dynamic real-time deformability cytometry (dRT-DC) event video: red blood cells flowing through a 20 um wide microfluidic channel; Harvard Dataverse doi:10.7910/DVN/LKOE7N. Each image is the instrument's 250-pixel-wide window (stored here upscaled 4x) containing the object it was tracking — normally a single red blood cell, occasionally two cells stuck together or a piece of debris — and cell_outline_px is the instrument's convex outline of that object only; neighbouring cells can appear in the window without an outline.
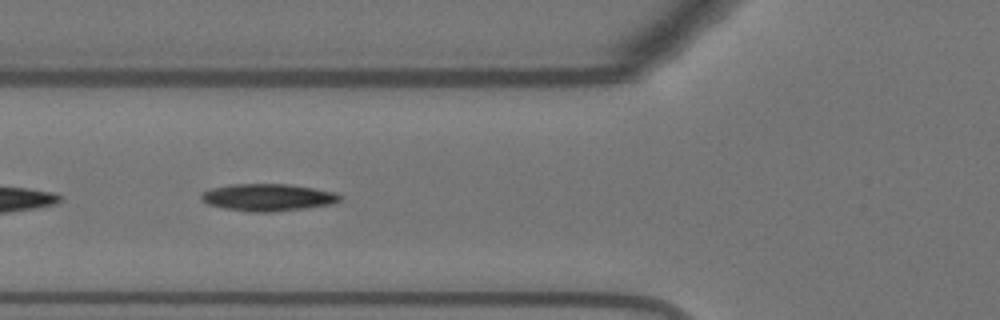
{"species": "Egyptian fruit bat (a non-hibernating species)", "species_latin": "Rousettus aegyptiacus", "temperature_condition": "warm", "stored_images_in_passage": 15, "camera_frame_rate_fps": 3000, "um_per_image_px": 0.085, "animal": {"sex": "female"}, "frame": {"image": 1, "passage_image": 5, "time_ms": 1.333, "image_size_px": [1000, 320], "cell_outline_px": [[344, 196], [340, 200], [332, 204], [304, 208], [272, 212], [252, 212], [224, 208], [208, 204], [200, 200], [200, 196], [204, 192], [212, 188], [232, 184], [288, 184], [312, 188], [332, 192]], "centroid_in_image_um": [22.76, 16.78], "position_along_channel_um": 103.0, "area_um2": 21.79}}
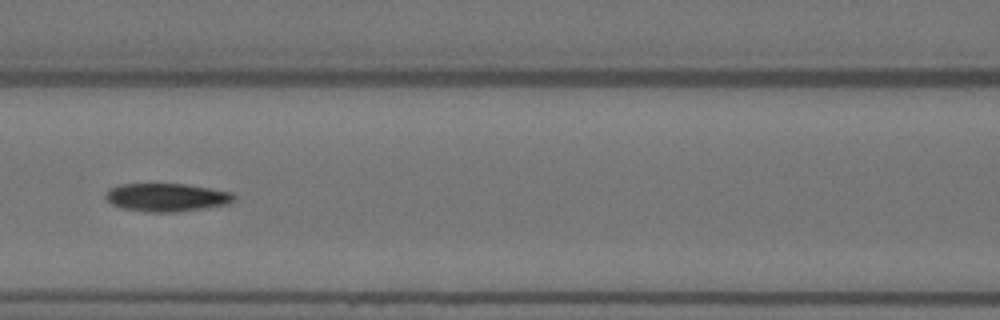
{"frame": {"image": 2, "passage_image": 9, "time_ms": 2.667, "image_size_px": [1000, 320], "cell_outline_px": [[236, 200], [228, 204], [176, 212], [144, 212], [120, 208], [112, 204], [104, 196], [108, 188], [120, 184], [184, 184], [232, 192], [236, 196]], "centroid_in_image_um": [14.14, 16.78], "position_along_channel_um": 152.5, "area_um2": 21.15}}